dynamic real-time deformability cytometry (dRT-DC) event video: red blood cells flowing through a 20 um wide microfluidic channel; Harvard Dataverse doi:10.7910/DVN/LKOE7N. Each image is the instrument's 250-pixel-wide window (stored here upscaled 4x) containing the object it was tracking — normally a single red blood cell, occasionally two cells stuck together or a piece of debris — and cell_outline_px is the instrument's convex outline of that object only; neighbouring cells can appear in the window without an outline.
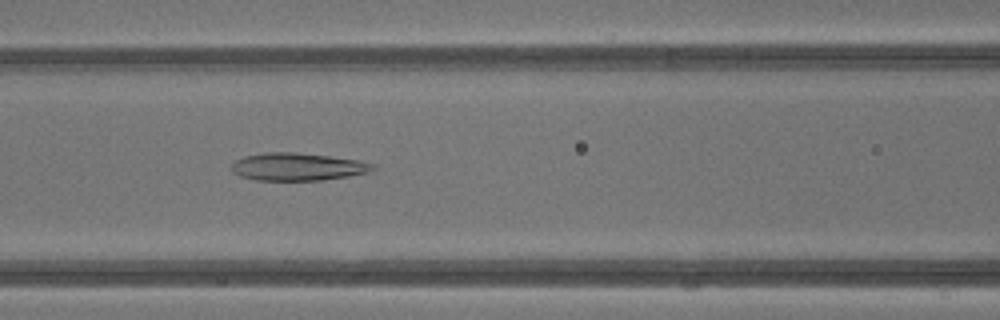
{"species": "common noctule bat (a hibernating species)", "species_latin": "Nyctalus noctula", "temperature_condition": "warm", "stored_images_in_passage": 26, "camera_frame_rate_fps": 3000, "um_per_image_px": 0.085, "animal": {"sex": "male", "body_mass_g": 13.3}, "frame": {"image": 1, "passage_image": 7, "time_ms": 2.0, "image_size_px": [1000, 320], "cell_outline_px": [[376, 168], [368, 172], [348, 176], [320, 180], [256, 180], [240, 176], [232, 172], [232, 164], [236, 160], [244, 156], [264, 152], [296, 152], [360, 160], [376, 164]], "centroid_in_image_um": [25.3, 14.17], "position_along_channel_um": 141.3, "area_um2": 22.77}}
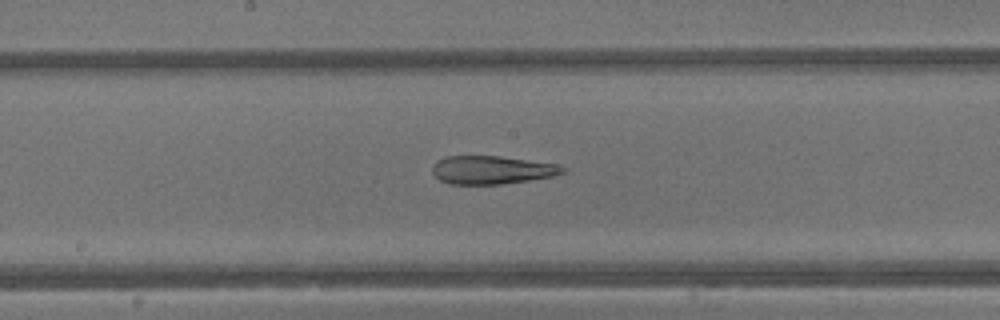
{"frame": {"image": 2, "passage_image": 11, "time_ms": 3.333, "image_size_px": [1000, 320], "cell_outline_px": [[568, 168], [564, 172], [552, 176], [528, 180], [500, 184], [448, 184], [440, 180], [432, 172], [432, 164], [436, 160], [444, 156], [500, 156], [556, 164]], "centroid_in_image_um": [41.76, 14.44], "position_along_channel_um": 206.4, "area_um2": 21.44}}
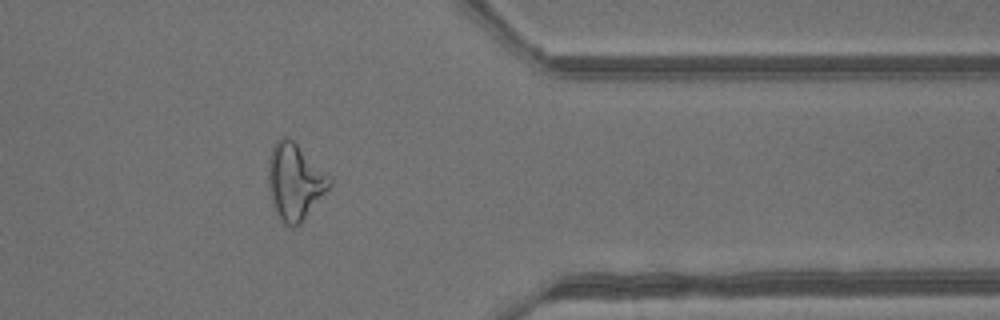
{"frame": {"image": 3, "passage_image": 23, "time_ms": 7.333, "image_size_px": [1000, 320], "cell_outline_px": [[332, 184], [304, 220], [300, 224], [292, 228], [284, 224], [280, 220], [272, 204], [268, 184], [268, 160], [272, 148], [276, 140], [284, 136], [292, 140], [332, 176]], "centroid_in_image_um": [25.07, 15.46], "position_along_channel_um": 386.3, "area_um2": 27.46}}